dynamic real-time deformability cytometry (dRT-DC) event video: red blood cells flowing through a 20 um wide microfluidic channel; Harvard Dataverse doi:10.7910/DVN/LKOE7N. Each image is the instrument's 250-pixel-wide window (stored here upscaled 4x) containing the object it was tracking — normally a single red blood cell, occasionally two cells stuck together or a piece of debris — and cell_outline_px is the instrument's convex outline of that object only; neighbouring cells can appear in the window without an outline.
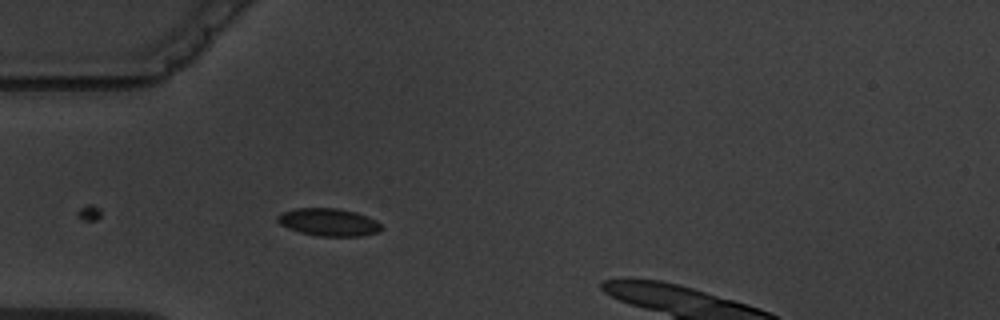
{"species": "common noctule bat (a hibernating species)", "species_latin": "Nyctalus noctula", "temperature_condition": "warm", "stored_images_in_passage": 5, "camera_frame_rate_fps": 3000, "um_per_image_px": 0.085, "animal": {"sex": "male", "body_mass_g": 19.5, "forearm_length_mm": 54.6}, "frame": {"image": 1, "passage_image": 4, "time_ms": 4.0, "image_size_px": [1000, 320], "cell_outline_px": [[384, 228], [380, 232], [360, 236], [316, 236], [300, 232], [288, 228], [280, 224], [276, 220], [276, 216], [284, 212], [296, 208], [336, 208], [356, 212], [368, 216], [376, 220]], "centroid_in_image_um": [27.96, 18.89], "position_along_channel_um": 57.0, "area_um2": 16.82}}